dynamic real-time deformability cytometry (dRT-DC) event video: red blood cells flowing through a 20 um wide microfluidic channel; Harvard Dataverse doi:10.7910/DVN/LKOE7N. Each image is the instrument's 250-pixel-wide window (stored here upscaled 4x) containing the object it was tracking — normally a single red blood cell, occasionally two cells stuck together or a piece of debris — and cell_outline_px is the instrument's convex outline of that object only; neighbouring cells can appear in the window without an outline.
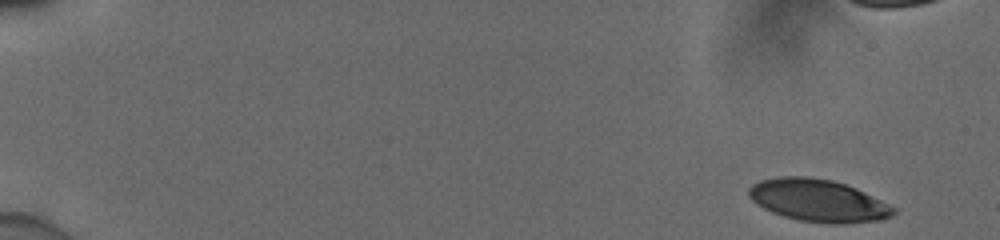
{"species": "human", "species_latin": "Homo sapiens", "temperature_condition": "cold", "stored_images_in_passage": 41, "camera_frame_rate_fps": 3000, "um_per_image_px": 0.085, "donor": {"sex": "male"}, "frame": {"image": 1, "passage_image": 1, "time_ms": 0.0, "image_size_px": [1000, 240], "cell_outline_px": [[896, 212], [892, 216], [880, 220], [840, 224], [832, 224], [800, 220], [784, 216], [772, 212], [756, 204], [748, 196], [748, 188], [752, 184], [760, 180], [780, 176], [808, 176], [832, 180], [856, 188], [896, 208]], "centroid_in_image_um": [69.52, 17.04], "position_along_channel_um": 15.5, "area_um2": 35.66}}
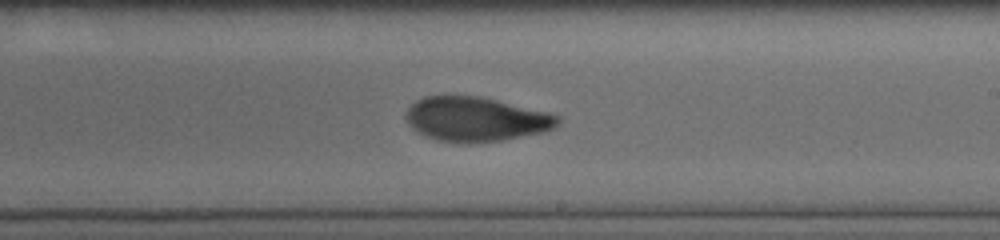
{"frame": {"image": 2, "passage_image": 25, "time_ms": 8.0, "image_size_px": [1000, 240], "cell_outline_px": [[560, 120], [552, 128], [544, 132], [504, 140], [468, 144], [464, 144], [440, 140], [428, 136], [412, 128], [408, 124], [408, 108], [416, 100], [424, 96], [480, 96], [548, 112], [560, 116]], "centroid_in_image_um": [40.48, 10.14], "position_along_channel_um": 248.5, "area_um2": 39.07}}
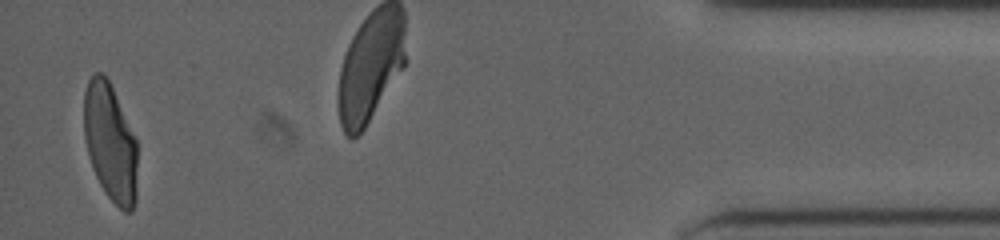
{"frame": {"image": 3, "passage_image": 41, "time_ms": 13.333, "image_size_px": [1000, 240], "cell_outline_px": [[136, 200], [132, 212], [124, 212], [104, 192], [92, 168], [84, 136], [84, 92], [88, 80], [96, 72], [100, 72], [108, 80], [112, 88], [136, 140]], "centroid_in_image_um": [9.36, 12.14], "position_along_channel_um": 425.8, "area_um2": 36.24}, "authors_computed_cell_mechanics": {"area_um2": 38.726, "velocity_mm_per_s": 3.9251, "shape_relaxation_time_tau1_ms": 6.4237, "shape_relaxation_time_tau2_ms": 1.796, "deformation_change_tau1": 0.2148, "deformation_change_tau2": 0.0775}}